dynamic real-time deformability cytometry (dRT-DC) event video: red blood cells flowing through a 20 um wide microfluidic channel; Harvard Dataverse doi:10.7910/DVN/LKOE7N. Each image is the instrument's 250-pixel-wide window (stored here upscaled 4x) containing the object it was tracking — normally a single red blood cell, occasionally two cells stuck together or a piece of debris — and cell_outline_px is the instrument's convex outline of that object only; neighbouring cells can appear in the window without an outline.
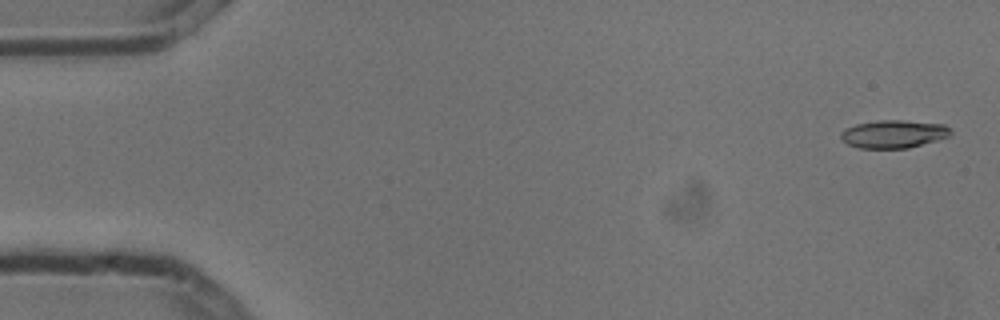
{"species": "common noctule bat (a hibernating species)", "species_latin": "Nyctalus noctula", "temperature_condition": "cold", "stored_images_in_passage": 5, "camera_frame_rate_fps": 3000, "um_per_image_px": 0.085, "animal": {"sex": "male", "body_mass_g": 13.3}, "frame": {"image": 1, "passage_image": 1, "time_ms": 0.0, "image_size_px": [1000, 320], "cell_outline_px": [[952, 136], [908, 148], [860, 148], [848, 144], [840, 140], [840, 132], [844, 128], [856, 124], [876, 120], [900, 120], [944, 124], [952, 132]], "centroid_in_image_um": [75.93, 11.39], "position_along_channel_um": 9.1, "area_um2": 18.03}}
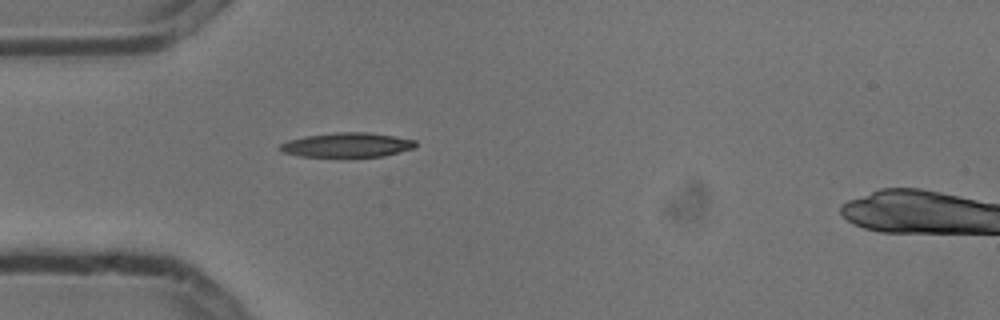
{"frame": {"image": 2, "passage_image": 5, "time_ms": 1.333, "image_size_px": [1000, 320], "cell_outline_px": [[416, 148], [384, 156], [300, 156], [284, 152], [276, 148], [280, 144], [288, 140], [304, 136], [336, 132], [368, 132], [396, 136], [416, 140]], "centroid_in_image_um": [29.52, 12.31], "position_along_channel_um": 55.5, "area_um2": 19.36}}